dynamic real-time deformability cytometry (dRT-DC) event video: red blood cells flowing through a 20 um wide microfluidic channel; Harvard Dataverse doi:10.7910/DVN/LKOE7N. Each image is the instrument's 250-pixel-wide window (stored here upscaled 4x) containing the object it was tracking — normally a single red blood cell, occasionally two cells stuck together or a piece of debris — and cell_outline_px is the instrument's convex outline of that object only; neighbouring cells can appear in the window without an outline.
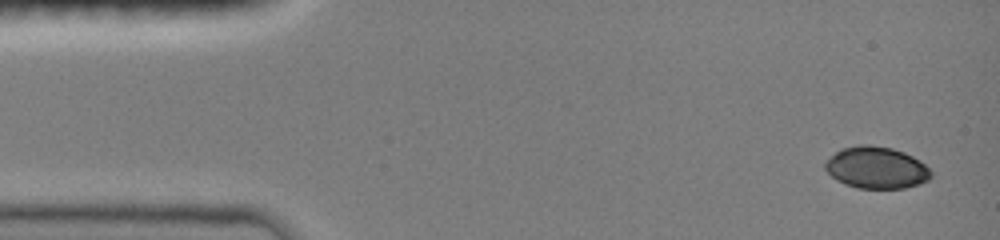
{"species": "common noctule bat (a hibernating species)", "species_latin": "Nyctalus noctula", "temperature_condition": "room temperature", "stored_images_in_passage": 8, "camera_frame_rate_fps": 3000, "um_per_image_px": 0.085, "animal": {"sex": "female", "body_mass_g": 19.0, "forearm_length_mm": 51.5}, "frame": {"image": 1, "passage_image": 1, "time_ms": 0.0, "image_size_px": [1000, 240], "cell_outline_px": [[932, 176], [928, 180], [920, 184], [904, 188], [856, 188], [844, 184], [836, 180], [824, 168], [824, 164], [840, 148], [860, 144], [868, 144], [892, 148], [904, 152], [920, 160], [932, 172]], "centroid_in_image_um": [74.5, 14.25], "position_along_channel_um": 10.5, "area_um2": 25.89}}
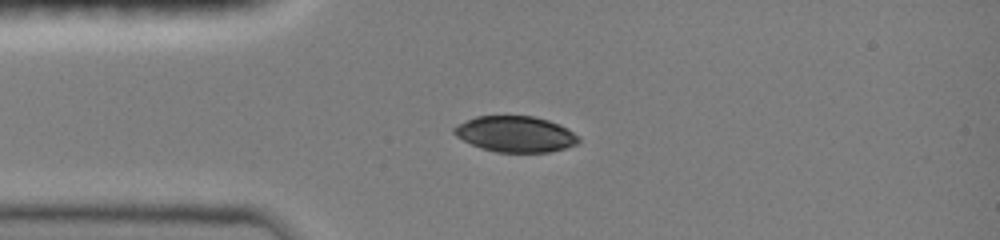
{"frame": {"image": 2, "passage_image": 7, "time_ms": 3.0, "image_size_px": [1000, 240], "cell_outline_px": [[580, 140], [576, 144], [564, 148], [548, 152], [496, 152], [480, 148], [456, 136], [452, 132], [452, 128], [456, 124], [476, 116], [532, 116], [548, 120], [560, 124], [568, 128], [580, 136]], "centroid_in_image_um": [43.81, 11.39], "position_along_channel_um": 41.2, "area_um2": 26.18}}